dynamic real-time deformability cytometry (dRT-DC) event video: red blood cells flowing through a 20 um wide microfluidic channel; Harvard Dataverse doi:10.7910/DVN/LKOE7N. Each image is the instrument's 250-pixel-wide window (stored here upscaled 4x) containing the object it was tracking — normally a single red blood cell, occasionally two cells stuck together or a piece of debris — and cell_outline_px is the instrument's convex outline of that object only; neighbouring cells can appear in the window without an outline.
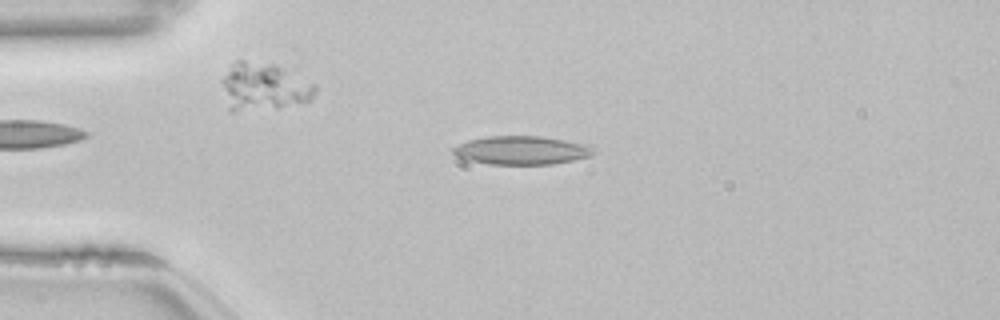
{"species": "common noctule bat (a hibernating species)", "species_latin": "Nyctalus noctula", "temperature_condition": "room temperature", "stored_images_in_passage": 13, "camera_frame_rate_fps": 3000, "um_per_image_px": 0.085, "animal": {"sex": "female", "body_mass_g": 22.7, "forearm_length_mm": 54.2}, "frame": {"image": 1, "passage_image": 7, "time_ms": 2.0, "image_size_px": [1000, 320], "cell_outline_px": [[596, 152], [592, 156], [552, 164], [488, 164], [468, 160], [456, 156], [452, 152], [452, 148], [468, 140], [488, 136], [544, 136], [584, 144], [596, 148]], "centroid_in_image_um": [44.35, 12.77], "position_along_channel_um": 40.7, "area_um2": 23.35}}